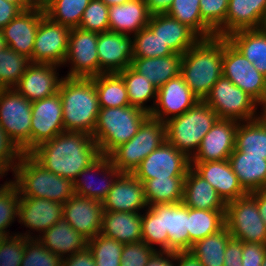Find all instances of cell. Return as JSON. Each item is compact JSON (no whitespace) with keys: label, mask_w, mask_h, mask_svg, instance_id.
Returning <instances> with one entry per match:
<instances>
[{"label":"cell","mask_w":266,"mask_h":266,"mask_svg":"<svg viewBox=\"0 0 266 266\" xmlns=\"http://www.w3.org/2000/svg\"><path fill=\"white\" fill-rule=\"evenodd\" d=\"M29 154L50 172L74 180L100 152L92 135L81 131H63Z\"/></svg>","instance_id":"obj_1"},{"label":"cell","mask_w":266,"mask_h":266,"mask_svg":"<svg viewBox=\"0 0 266 266\" xmlns=\"http://www.w3.org/2000/svg\"><path fill=\"white\" fill-rule=\"evenodd\" d=\"M223 37L200 39L182 54L180 75L192 93L203 101L223 75Z\"/></svg>","instance_id":"obj_2"},{"label":"cell","mask_w":266,"mask_h":266,"mask_svg":"<svg viewBox=\"0 0 266 266\" xmlns=\"http://www.w3.org/2000/svg\"><path fill=\"white\" fill-rule=\"evenodd\" d=\"M58 93L62 101L64 131L93 135L100 105L92 78L65 77Z\"/></svg>","instance_id":"obj_3"},{"label":"cell","mask_w":266,"mask_h":266,"mask_svg":"<svg viewBox=\"0 0 266 266\" xmlns=\"http://www.w3.org/2000/svg\"><path fill=\"white\" fill-rule=\"evenodd\" d=\"M12 182L20 197L49 199L64 204L75 195L73 180L58 176L38 163L29 153H23Z\"/></svg>","instance_id":"obj_4"},{"label":"cell","mask_w":266,"mask_h":266,"mask_svg":"<svg viewBox=\"0 0 266 266\" xmlns=\"http://www.w3.org/2000/svg\"><path fill=\"white\" fill-rule=\"evenodd\" d=\"M150 115L131 105L100 107L93 139L100 154L109 155L119 145L129 141Z\"/></svg>","instance_id":"obj_5"},{"label":"cell","mask_w":266,"mask_h":266,"mask_svg":"<svg viewBox=\"0 0 266 266\" xmlns=\"http://www.w3.org/2000/svg\"><path fill=\"white\" fill-rule=\"evenodd\" d=\"M218 119L216 112L204 101L199 100L182 115L165 122L167 141L191 159L205 134Z\"/></svg>","instance_id":"obj_6"},{"label":"cell","mask_w":266,"mask_h":266,"mask_svg":"<svg viewBox=\"0 0 266 266\" xmlns=\"http://www.w3.org/2000/svg\"><path fill=\"white\" fill-rule=\"evenodd\" d=\"M167 140L166 123L148 117L138 132L108 156L122 173H133L142 160Z\"/></svg>","instance_id":"obj_7"},{"label":"cell","mask_w":266,"mask_h":266,"mask_svg":"<svg viewBox=\"0 0 266 266\" xmlns=\"http://www.w3.org/2000/svg\"><path fill=\"white\" fill-rule=\"evenodd\" d=\"M32 102L15 88L0 96V126L23 153L31 152Z\"/></svg>","instance_id":"obj_8"},{"label":"cell","mask_w":266,"mask_h":266,"mask_svg":"<svg viewBox=\"0 0 266 266\" xmlns=\"http://www.w3.org/2000/svg\"><path fill=\"white\" fill-rule=\"evenodd\" d=\"M203 101L216 112L219 119L244 122L260 117L256 111L259 104L223 75Z\"/></svg>","instance_id":"obj_9"},{"label":"cell","mask_w":266,"mask_h":266,"mask_svg":"<svg viewBox=\"0 0 266 266\" xmlns=\"http://www.w3.org/2000/svg\"><path fill=\"white\" fill-rule=\"evenodd\" d=\"M222 73L259 105H264L266 77L225 37H223Z\"/></svg>","instance_id":"obj_10"},{"label":"cell","mask_w":266,"mask_h":266,"mask_svg":"<svg viewBox=\"0 0 266 266\" xmlns=\"http://www.w3.org/2000/svg\"><path fill=\"white\" fill-rule=\"evenodd\" d=\"M225 226L234 239L266 244V223L259 214L257 201L249 193L226 203Z\"/></svg>","instance_id":"obj_11"},{"label":"cell","mask_w":266,"mask_h":266,"mask_svg":"<svg viewBox=\"0 0 266 266\" xmlns=\"http://www.w3.org/2000/svg\"><path fill=\"white\" fill-rule=\"evenodd\" d=\"M98 33L71 29L69 33L67 62L71 68L66 77L70 78H93L99 75V58L97 53Z\"/></svg>","instance_id":"obj_12"},{"label":"cell","mask_w":266,"mask_h":266,"mask_svg":"<svg viewBox=\"0 0 266 266\" xmlns=\"http://www.w3.org/2000/svg\"><path fill=\"white\" fill-rule=\"evenodd\" d=\"M190 167V159L166 140L132 174L143 183L154 178L185 177Z\"/></svg>","instance_id":"obj_13"},{"label":"cell","mask_w":266,"mask_h":266,"mask_svg":"<svg viewBox=\"0 0 266 266\" xmlns=\"http://www.w3.org/2000/svg\"><path fill=\"white\" fill-rule=\"evenodd\" d=\"M71 29L44 15L36 33L32 63L64 65Z\"/></svg>","instance_id":"obj_14"},{"label":"cell","mask_w":266,"mask_h":266,"mask_svg":"<svg viewBox=\"0 0 266 266\" xmlns=\"http://www.w3.org/2000/svg\"><path fill=\"white\" fill-rule=\"evenodd\" d=\"M31 151L64 131L59 93L32 102Z\"/></svg>","instance_id":"obj_15"},{"label":"cell","mask_w":266,"mask_h":266,"mask_svg":"<svg viewBox=\"0 0 266 266\" xmlns=\"http://www.w3.org/2000/svg\"><path fill=\"white\" fill-rule=\"evenodd\" d=\"M198 101L183 77L178 75L157 89V99L150 117L167 122L170 118L185 113Z\"/></svg>","instance_id":"obj_16"},{"label":"cell","mask_w":266,"mask_h":266,"mask_svg":"<svg viewBox=\"0 0 266 266\" xmlns=\"http://www.w3.org/2000/svg\"><path fill=\"white\" fill-rule=\"evenodd\" d=\"M239 122L230 119H218L205 134L197 152L190 162H209L229 160L235 149V134Z\"/></svg>","instance_id":"obj_17"},{"label":"cell","mask_w":266,"mask_h":266,"mask_svg":"<svg viewBox=\"0 0 266 266\" xmlns=\"http://www.w3.org/2000/svg\"><path fill=\"white\" fill-rule=\"evenodd\" d=\"M118 32L98 33L99 75L125 70L133 59V39Z\"/></svg>","instance_id":"obj_18"},{"label":"cell","mask_w":266,"mask_h":266,"mask_svg":"<svg viewBox=\"0 0 266 266\" xmlns=\"http://www.w3.org/2000/svg\"><path fill=\"white\" fill-rule=\"evenodd\" d=\"M98 172L100 173L99 175L102 174L104 178H101V182L99 181L100 184L99 182H95L96 180H92V175H97ZM121 174L122 172L112 164L108 155L100 154L73 180L75 195L95 199L102 202L106 198L115 181ZM86 175H88L89 179L92 181L88 180V176L86 177Z\"/></svg>","instance_id":"obj_19"},{"label":"cell","mask_w":266,"mask_h":266,"mask_svg":"<svg viewBox=\"0 0 266 266\" xmlns=\"http://www.w3.org/2000/svg\"><path fill=\"white\" fill-rule=\"evenodd\" d=\"M44 15L43 7L22 11L1 29L7 47L26 56L30 63L39 22Z\"/></svg>","instance_id":"obj_20"},{"label":"cell","mask_w":266,"mask_h":266,"mask_svg":"<svg viewBox=\"0 0 266 266\" xmlns=\"http://www.w3.org/2000/svg\"><path fill=\"white\" fill-rule=\"evenodd\" d=\"M102 202L74 195L63 204V217L78 233L90 240L101 232Z\"/></svg>","instance_id":"obj_21"},{"label":"cell","mask_w":266,"mask_h":266,"mask_svg":"<svg viewBox=\"0 0 266 266\" xmlns=\"http://www.w3.org/2000/svg\"><path fill=\"white\" fill-rule=\"evenodd\" d=\"M58 67L54 64L30 63L14 88L31 102L53 96L58 93L63 79L58 77Z\"/></svg>","instance_id":"obj_22"},{"label":"cell","mask_w":266,"mask_h":266,"mask_svg":"<svg viewBox=\"0 0 266 266\" xmlns=\"http://www.w3.org/2000/svg\"><path fill=\"white\" fill-rule=\"evenodd\" d=\"M103 211L139 212L147 208L143 183L131 173H122L102 201Z\"/></svg>","instance_id":"obj_23"},{"label":"cell","mask_w":266,"mask_h":266,"mask_svg":"<svg viewBox=\"0 0 266 266\" xmlns=\"http://www.w3.org/2000/svg\"><path fill=\"white\" fill-rule=\"evenodd\" d=\"M190 165L213 186L225 203L248 194L239 183L229 160L190 162Z\"/></svg>","instance_id":"obj_24"},{"label":"cell","mask_w":266,"mask_h":266,"mask_svg":"<svg viewBox=\"0 0 266 266\" xmlns=\"http://www.w3.org/2000/svg\"><path fill=\"white\" fill-rule=\"evenodd\" d=\"M63 217V204L49 199L20 197L18 222L33 231L44 232Z\"/></svg>","instance_id":"obj_25"},{"label":"cell","mask_w":266,"mask_h":266,"mask_svg":"<svg viewBox=\"0 0 266 266\" xmlns=\"http://www.w3.org/2000/svg\"><path fill=\"white\" fill-rule=\"evenodd\" d=\"M266 0H229L225 18V38L240 30L264 28Z\"/></svg>","instance_id":"obj_26"},{"label":"cell","mask_w":266,"mask_h":266,"mask_svg":"<svg viewBox=\"0 0 266 266\" xmlns=\"http://www.w3.org/2000/svg\"><path fill=\"white\" fill-rule=\"evenodd\" d=\"M170 49L177 54H184L200 38L186 25L167 14L151 15L147 25Z\"/></svg>","instance_id":"obj_27"},{"label":"cell","mask_w":266,"mask_h":266,"mask_svg":"<svg viewBox=\"0 0 266 266\" xmlns=\"http://www.w3.org/2000/svg\"><path fill=\"white\" fill-rule=\"evenodd\" d=\"M162 236H168V251H189L188 207L183 203L161 204Z\"/></svg>","instance_id":"obj_28"},{"label":"cell","mask_w":266,"mask_h":266,"mask_svg":"<svg viewBox=\"0 0 266 266\" xmlns=\"http://www.w3.org/2000/svg\"><path fill=\"white\" fill-rule=\"evenodd\" d=\"M109 31L131 36L145 28L151 14L145 0H129L121 5L109 6Z\"/></svg>","instance_id":"obj_29"},{"label":"cell","mask_w":266,"mask_h":266,"mask_svg":"<svg viewBox=\"0 0 266 266\" xmlns=\"http://www.w3.org/2000/svg\"><path fill=\"white\" fill-rule=\"evenodd\" d=\"M41 235L37 239L61 259L88 247V239L73 229L64 217Z\"/></svg>","instance_id":"obj_30"},{"label":"cell","mask_w":266,"mask_h":266,"mask_svg":"<svg viewBox=\"0 0 266 266\" xmlns=\"http://www.w3.org/2000/svg\"><path fill=\"white\" fill-rule=\"evenodd\" d=\"M183 203L188 208L226 211V203L217 191L192 167L185 176Z\"/></svg>","instance_id":"obj_31"},{"label":"cell","mask_w":266,"mask_h":266,"mask_svg":"<svg viewBox=\"0 0 266 266\" xmlns=\"http://www.w3.org/2000/svg\"><path fill=\"white\" fill-rule=\"evenodd\" d=\"M141 212L103 211L101 234L122 244L142 241Z\"/></svg>","instance_id":"obj_32"},{"label":"cell","mask_w":266,"mask_h":266,"mask_svg":"<svg viewBox=\"0 0 266 266\" xmlns=\"http://www.w3.org/2000/svg\"><path fill=\"white\" fill-rule=\"evenodd\" d=\"M233 172L247 193L266 189V160L233 151L229 156Z\"/></svg>","instance_id":"obj_33"},{"label":"cell","mask_w":266,"mask_h":266,"mask_svg":"<svg viewBox=\"0 0 266 266\" xmlns=\"http://www.w3.org/2000/svg\"><path fill=\"white\" fill-rule=\"evenodd\" d=\"M182 55L172 54L155 58H133L131 67L147 78L157 89L180 75Z\"/></svg>","instance_id":"obj_34"},{"label":"cell","mask_w":266,"mask_h":266,"mask_svg":"<svg viewBox=\"0 0 266 266\" xmlns=\"http://www.w3.org/2000/svg\"><path fill=\"white\" fill-rule=\"evenodd\" d=\"M266 77V28L240 30L226 37Z\"/></svg>","instance_id":"obj_35"},{"label":"cell","mask_w":266,"mask_h":266,"mask_svg":"<svg viewBox=\"0 0 266 266\" xmlns=\"http://www.w3.org/2000/svg\"><path fill=\"white\" fill-rule=\"evenodd\" d=\"M234 151L244 152L245 156L263 157L266 160V119L261 112L260 117L256 119L239 122Z\"/></svg>","instance_id":"obj_36"},{"label":"cell","mask_w":266,"mask_h":266,"mask_svg":"<svg viewBox=\"0 0 266 266\" xmlns=\"http://www.w3.org/2000/svg\"><path fill=\"white\" fill-rule=\"evenodd\" d=\"M185 177L154 178L143 182L148 206L183 202Z\"/></svg>","instance_id":"obj_37"},{"label":"cell","mask_w":266,"mask_h":266,"mask_svg":"<svg viewBox=\"0 0 266 266\" xmlns=\"http://www.w3.org/2000/svg\"><path fill=\"white\" fill-rule=\"evenodd\" d=\"M226 211L188 208L189 251L192 245L225 226Z\"/></svg>","instance_id":"obj_38"},{"label":"cell","mask_w":266,"mask_h":266,"mask_svg":"<svg viewBox=\"0 0 266 266\" xmlns=\"http://www.w3.org/2000/svg\"><path fill=\"white\" fill-rule=\"evenodd\" d=\"M125 83L129 104L133 107H137L150 115L152 112L156 99H157V88L143 75H140L131 66L125 70L118 72ZM155 99L153 106H146L150 99Z\"/></svg>","instance_id":"obj_39"},{"label":"cell","mask_w":266,"mask_h":266,"mask_svg":"<svg viewBox=\"0 0 266 266\" xmlns=\"http://www.w3.org/2000/svg\"><path fill=\"white\" fill-rule=\"evenodd\" d=\"M231 238L230 232L224 226L218 232L196 241L190 252L203 266H224L226 245Z\"/></svg>","instance_id":"obj_40"},{"label":"cell","mask_w":266,"mask_h":266,"mask_svg":"<svg viewBox=\"0 0 266 266\" xmlns=\"http://www.w3.org/2000/svg\"><path fill=\"white\" fill-rule=\"evenodd\" d=\"M92 80L95 83L100 107L128 106L127 89L122 76L118 72L102 73Z\"/></svg>","instance_id":"obj_41"},{"label":"cell","mask_w":266,"mask_h":266,"mask_svg":"<svg viewBox=\"0 0 266 266\" xmlns=\"http://www.w3.org/2000/svg\"><path fill=\"white\" fill-rule=\"evenodd\" d=\"M167 15L186 25L200 39L215 36V32L201 18L200 0H173Z\"/></svg>","instance_id":"obj_42"},{"label":"cell","mask_w":266,"mask_h":266,"mask_svg":"<svg viewBox=\"0 0 266 266\" xmlns=\"http://www.w3.org/2000/svg\"><path fill=\"white\" fill-rule=\"evenodd\" d=\"M91 0H47L43 7L52 21L70 29L78 28L83 12Z\"/></svg>","instance_id":"obj_43"},{"label":"cell","mask_w":266,"mask_h":266,"mask_svg":"<svg viewBox=\"0 0 266 266\" xmlns=\"http://www.w3.org/2000/svg\"><path fill=\"white\" fill-rule=\"evenodd\" d=\"M30 60L6 47L0 52V84L4 88H14L25 73Z\"/></svg>","instance_id":"obj_44"},{"label":"cell","mask_w":266,"mask_h":266,"mask_svg":"<svg viewBox=\"0 0 266 266\" xmlns=\"http://www.w3.org/2000/svg\"><path fill=\"white\" fill-rule=\"evenodd\" d=\"M124 244L99 233L88 240L96 266H120Z\"/></svg>","instance_id":"obj_45"},{"label":"cell","mask_w":266,"mask_h":266,"mask_svg":"<svg viewBox=\"0 0 266 266\" xmlns=\"http://www.w3.org/2000/svg\"><path fill=\"white\" fill-rule=\"evenodd\" d=\"M132 36L133 58H155L175 54L148 26Z\"/></svg>","instance_id":"obj_46"},{"label":"cell","mask_w":266,"mask_h":266,"mask_svg":"<svg viewBox=\"0 0 266 266\" xmlns=\"http://www.w3.org/2000/svg\"><path fill=\"white\" fill-rule=\"evenodd\" d=\"M142 214V241L155 249L159 245L161 251H168V236H162L161 204L148 206Z\"/></svg>","instance_id":"obj_47"},{"label":"cell","mask_w":266,"mask_h":266,"mask_svg":"<svg viewBox=\"0 0 266 266\" xmlns=\"http://www.w3.org/2000/svg\"><path fill=\"white\" fill-rule=\"evenodd\" d=\"M4 183L0 186V232L7 237L10 234L7 227L18 217L20 193L12 181Z\"/></svg>","instance_id":"obj_48"},{"label":"cell","mask_w":266,"mask_h":266,"mask_svg":"<svg viewBox=\"0 0 266 266\" xmlns=\"http://www.w3.org/2000/svg\"><path fill=\"white\" fill-rule=\"evenodd\" d=\"M229 0H200L202 20L215 32V36L225 37V18Z\"/></svg>","instance_id":"obj_49"},{"label":"cell","mask_w":266,"mask_h":266,"mask_svg":"<svg viewBox=\"0 0 266 266\" xmlns=\"http://www.w3.org/2000/svg\"><path fill=\"white\" fill-rule=\"evenodd\" d=\"M109 7L102 0H91L83 12L78 28L102 33L109 31Z\"/></svg>","instance_id":"obj_50"},{"label":"cell","mask_w":266,"mask_h":266,"mask_svg":"<svg viewBox=\"0 0 266 266\" xmlns=\"http://www.w3.org/2000/svg\"><path fill=\"white\" fill-rule=\"evenodd\" d=\"M21 266H62V259L44 247L36 237L28 238Z\"/></svg>","instance_id":"obj_51"},{"label":"cell","mask_w":266,"mask_h":266,"mask_svg":"<svg viewBox=\"0 0 266 266\" xmlns=\"http://www.w3.org/2000/svg\"><path fill=\"white\" fill-rule=\"evenodd\" d=\"M28 233L14 234L7 236L0 244V266H21L25 241L28 238H34Z\"/></svg>","instance_id":"obj_52"},{"label":"cell","mask_w":266,"mask_h":266,"mask_svg":"<svg viewBox=\"0 0 266 266\" xmlns=\"http://www.w3.org/2000/svg\"><path fill=\"white\" fill-rule=\"evenodd\" d=\"M155 251L143 241L124 244L120 266H146Z\"/></svg>","instance_id":"obj_53"},{"label":"cell","mask_w":266,"mask_h":266,"mask_svg":"<svg viewBox=\"0 0 266 266\" xmlns=\"http://www.w3.org/2000/svg\"><path fill=\"white\" fill-rule=\"evenodd\" d=\"M22 154L23 152L7 136L5 131L0 126V171L5 174L12 169L14 173Z\"/></svg>","instance_id":"obj_54"},{"label":"cell","mask_w":266,"mask_h":266,"mask_svg":"<svg viewBox=\"0 0 266 266\" xmlns=\"http://www.w3.org/2000/svg\"><path fill=\"white\" fill-rule=\"evenodd\" d=\"M266 244L243 242L242 266H262Z\"/></svg>","instance_id":"obj_55"},{"label":"cell","mask_w":266,"mask_h":266,"mask_svg":"<svg viewBox=\"0 0 266 266\" xmlns=\"http://www.w3.org/2000/svg\"><path fill=\"white\" fill-rule=\"evenodd\" d=\"M243 242L231 238L224 254V266H242Z\"/></svg>","instance_id":"obj_56"},{"label":"cell","mask_w":266,"mask_h":266,"mask_svg":"<svg viewBox=\"0 0 266 266\" xmlns=\"http://www.w3.org/2000/svg\"><path fill=\"white\" fill-rule=\"evenodd\" d=\"M62 266H96V263L87 247L85 250L78 251L62 259Z\"/></svg>","instance_id":"obj_57"},{"label":"cell","mask_w":266,"mask_h":266,"mask_svg":"<svg viewBox=\"0 0 266 266\" xmlns=\"http://www.w3.org/2000/svg\"><path fill=\"white\" fill-rule=\"evenodd\" d=\"M22 10L6 0H0V30L17 17Z\"/></svg>","instance_id":"obj_58"},{"label":"cell","mask_w":266,"mask_h":266,"mask_svg":"<svg viewBox=\"0 0 266 266\" xmlns=\"http://www.w3.org/2000/svg\"><path fill=\"white\" fill-rule=\"evenodd\" d=\"M173 261L176 262V252L156 250L146 266H176Z\"/></svg>","instance_id":"obj_59"},{"label":"cell","mask_w":266,"mask_h":266,"mask_svg":"<svg viewBox=\"0 0 266 266\" xmlns=\"http://www.w3.org/2000/svg\"><path fill=\"white\" fill-rule=\"evenodd\" d=\"M145 3L151 15L167 14L173 0H145Z\"/></svg>","instance_id":"obj_60"},{"label":"cell","mask_w":266,"mask_h":266,"mask_svg":"<svg viewBox=\"0 0 266 266\" xmlns=\"http://www.w3.org/2000/svg\"><path fill=\"white\" fill-rule=\"evenodd\" d=\"M177 266H203L201 262L190 252H176Z\"/></svg>","instance_id":"obj_61"},{"label":"cell","mask_w":266,"mask_h":266,"mask_svg":"<svg viewBox=\"0 0 266 266\" xmlns=\"http://www.w3.org/2000/svg\"><path fill=\"white\" fill-rule=\"evenodd\" d=\"M256 201L262 220L266 223V189L249 193Z\"/></svg>","instance_id":"obj_62"},{"label":"cell","mask_w":266,"mask_h":266,"mask_svg":"<svg viewBox=\"0 0 266 266\" xmlns=\"http://www.w3.org/2000/svg\"><path fill=\"white\" fill-rule=\"evenodd\" d=\"M6 1L18 6L22 11H27L36 7L30 0H6Z\"/></svg>","instance_id":"obj_63"},{"label":"cell","mask_w":266,"mask_h":266,"mask_svg":"<svg viewBox=\"0 0 266 266\" xmlns=\"http://www.w3.org/2000/svg\"><path fill=\"white\" fill-rule=\"evenodd\" d=\"M108 7L112 5H121L129 0H102Z\"/></svg>","instance_id":"obj_64"},{"label":"cell","mask_w":266,"mask_h":266,"mask_svg":"<svg viewBox=\"0 0 266 266\" xmlns=\"http://www.w3.org/2000/svg\"><path fill=\"white\" fill-rule=\"evenodd\" d=\"M36 7H44L47 0H30Z\"/></svg>","instance_id":"obj_65"},{"label":"cell","mask_w":266,"mask_h":266,"mask_svg":"<svg viewBox=\"0 0 266 266\" xmlns=\"http://www.w3.org/2000/svg\"><path fill=\"white\" fill-rule=\"evenodd\" d=\"M7 47L6 43H5V39L3 37V33L0 30V52L5 49Z\"/></svg>","instance_id":"obj_66"},{"label":"cell","mask_w":266,"mask_h":266,"mask_svg":"<svg viewBox=\"0 0 266 266\" xmlns=\"http://www.w3.org/2000/svg\"><path fill=\"white\" fill-rule=\"evenodd\" d=\"M261 115L266 119V102L262 106Z\"/></svg>","instance_id":"obj_67"},{"label":"cell","mask_w":266,"mask_h":266,"mask_svg":"<svg viewBox=\"0 0 266 266\" xmlns=\"http://www.w3.org/2000/svg\"><path fill=\"white\" fill-rule=\"evenodd\" d=\"M6 238V236L0 232V244Z\"/></svg>","instance_id":"obj_68"},{"label":"cell","mask_w":266,"mask_h":266,"mask_svg":"<svg viewBox=\"0 0 266 266\" xmlns=\"http://www.w3.org/2000/svg\"><path fill=\"white\" fill-rule=\"evenodd\" d=\"M4 87L0 84V96H1V94H2V92L4 91Z\"/></svg>","instance_id":"obj_69"},{"label":"cell","mask_w":266,"mask_h":266,"mask_svg":"<svg viewBox=\"0 0 266 266\" xmlns=\"http://www.w3.org/2000/svg\"><path fill=\"white\" fill-rule=\"evenodd\" d=\"M262 266H266V255H265V258H264Z\"/></svg>","instance_id":"obj_70"},{"label":"cell","mask_w":266,"mask_h":266,"mask_svg":"<svg viewBox=\"0 0 266 266\" xmlns=\"http://www.w3.org/2000/svg\"><path fill=\"white\" fill-rule=\"evenodd\" d=\"M5 174H3L1 171H0V178L3 177Z\"/></svg>","instance_id":"obj_71"}]
</instances>
